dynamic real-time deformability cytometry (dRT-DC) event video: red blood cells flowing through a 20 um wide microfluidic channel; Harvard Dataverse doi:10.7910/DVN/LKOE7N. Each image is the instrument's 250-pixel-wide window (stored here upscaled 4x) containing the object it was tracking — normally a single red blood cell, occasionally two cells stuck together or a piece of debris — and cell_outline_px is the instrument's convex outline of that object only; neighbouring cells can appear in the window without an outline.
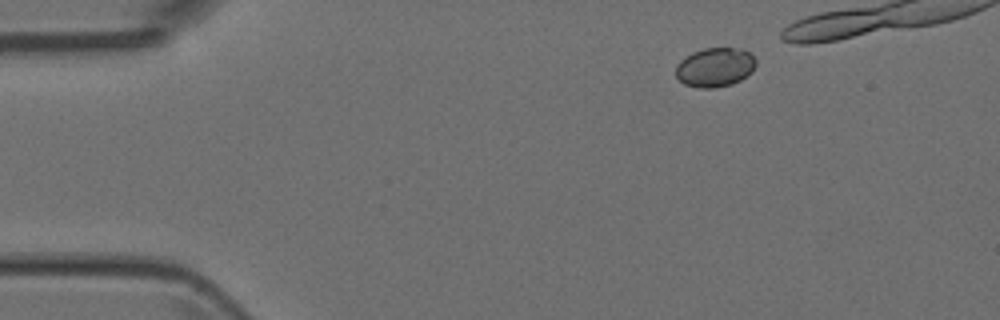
{"species": "Egyptian fruit bat (a non-hibernating species)", "species_latin": "Rousettus aegyptiacus", "temperature_condition": "room temperature", "stored_images_in_passage": 4, "camera_frame_rate_fps": 3000, "um_per_image_px": 0.085, "animal": {"sex": "female"}, "frame": {"image": 1, "passage_image": 1, "time_ms": 0.0, "image_size_px": [1000, 320], "cell_outline_px": [[756, 64], [752, 72], [740, 80], [732, 84], [712, 88], [700, 88], [684, 84], [676, 76], [676, 64], [680, 60], [692, 52], [704, 48], [744, 48], [756, 60]], "centroid_in_image_um": [60.77, 5.71], "position_along_channel_um": 24.2, "area_um2": 18.38}}